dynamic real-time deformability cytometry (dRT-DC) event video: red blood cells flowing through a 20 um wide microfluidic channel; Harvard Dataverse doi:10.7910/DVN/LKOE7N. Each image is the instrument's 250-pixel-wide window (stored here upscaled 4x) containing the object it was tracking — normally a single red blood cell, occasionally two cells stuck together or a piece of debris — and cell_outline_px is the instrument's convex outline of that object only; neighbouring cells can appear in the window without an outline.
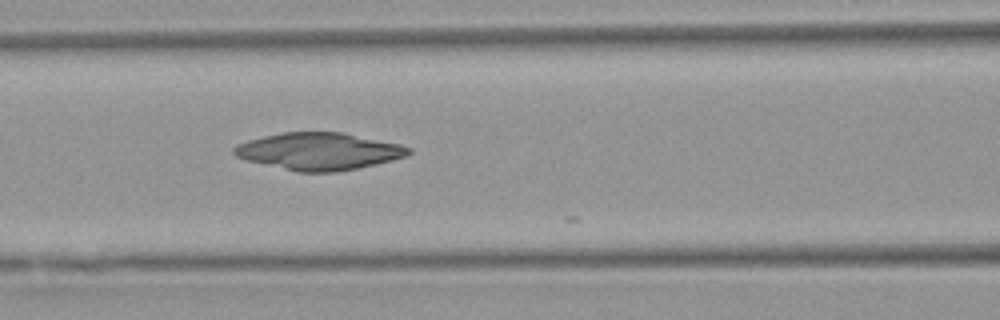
{"species": "Egyptian fruit bat (a non-hibernating species)", "species_latin": "Rousettus aegyptiacus", "temperature_condition": "warm", "stored_images_in_passage": 23, "camera_frame_rate_fps": 3000, "um_per_image_px": 0.085, "animal": {"sex": "female"}, "frame": {"image": 1, "passage_image": 22, "time_ms": 7.0, "image_size_px": [1000, 320], "cell_outline_px": [[412, 152], [408, 156], [392, 160], [356, 168], [332, 172], [296, 172], [244, 160], [236, 156], [232, 152], [232, 148], [236, 144], [248, 140], [264, 136], [284, 132], [344, 132], [400, 144], [412, 148]], "centroid_in_image_um": [27.09, 12.86], "position_along_channel_um": 139.5, "area_um2": 37.97}}